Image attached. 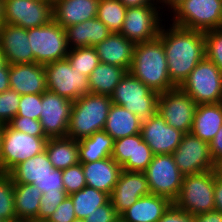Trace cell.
I'll return each instance as SVG.
<instances>
[{
    "instance_id": "6da1fadb",
    "label": "cell",
    "mask_w": 222,
    "mask_h": 222,
    "mask_svg": "<svg viewBox=\"0 0 222 222\" xmlns=\"http://www.w3.org/2000/svg\"><path fill=\"white\" fill-rule=\"evenodd\" d=\"M165 27V24L162 25L158 37L165 49L170 80L180 86L205 57L204 32L174 24L167 29Z\"/></svg>"
},
{
    "instance_id": "7a4b0ae2",
    "label": "cell",
    "mask_w": 222,
    "mask_h": 222,
    "mask_svg": "<svg viewBox=\"0 0 222 222\" xmlns=\"http://www.w3.org/2000/svg\"><path fill=\"white\" fill-rule=\"evenodd\" d=\"M129 72L158 94L177 87L168 74V62L162 40L137 43Z\"/></svg>"
},
{
    "instance_id": "3957f363",
    "label": "cell",
    "mask_w": 222,
    "mask_h": 222,
    "mask_svg": "<svg viewBox=\"0 0 222 222\" xmlns=\"http://www.w3.org/2000/svg\"><path fill=\"white\" fill-rule=\"evenodd\" d=\"M111 105L109 96L93 93L73 101L67 137L79 141L103 130Z\"/></svg>"
},
{
    "instance_id": "277c9868",
    "label": "cell",
    "mask_w": 222,
    "mask_h": 222,
    "mask_svg": "<svg viewBox=\"0 0 222 222\" xmlns=\"http://www.w3.org/2000/svg\"><path fill=\"white\" fill-rule=\"evenodd\" d=\"M159 94L152 91L129 71L121 78L110 96L112 104L122 106L138 116L141 121L157 113Z\"/></svg>"
},
{
    "instance_id": "5b68a950",
    "label": "cell",
    "mask_w": 222,
    "mask_h": 222,
    "mask_svg": "<svg viewBox=\"0 0 222 222\" xmlns=\"http://www.w3.org/2000/svg\"><path fill=\"white\" fill-rule=\"evenodd\" d=\"M8 175L14 184H32L43 194L65 191L62 170L53 167L45 150L15 166Z\"/></svg>"
},
{
    "instance_id": "8992f818",
    "label": "cell",
    "mask_w": 222,
    "mask_h": 222,
    "mask_svg": "<svg viewBox=\"0 0 222 222\" xmlns=\"http://www.w3.org/2000/svg\"><path fill=\"white\" fill-rule=\"evenodd\" d=\"M47 140L46 136H32L2 125L0 173L8 174L18 164L43 152Z\"/></svg>"
},
{
    "instance_id": "52a82bcc",
    "label": "cell",
    "mask_w": 222,
    "mask_h": 222,
    "mask_svg": "<svg viewBox=\"0 0 222 222\" xmlns=\"http://www.w3.org/2000/svg\"><path fill=\"white\" fill-rule=\"evenodd\" d=\"M172 24L206 32L222 28V0H184L172 11Z\"/></svg>"
},
{
    "instance_id": "ba28073f",
    "label": "cell",
    "mask_w": 222,
    "mask_h": 222,
    "mask_svg": "<svg viewBox=\"0 0 222 222\" xmlns=\"http://www.w3.org/2000/svg\"><path fill=\"white\" fill-rule=\"evenodd\" d=\"M214 182L212 170L185 175L180 193L173 203L193 216L215 210Z\"/></svg>"
},
{
    "instance_id": "9c48e42d",
    "label": "cell",
    "mask_w": 222,
    "mask_h": 222,
    "mask_svg": "<svg viewBox=\"0 0 222 222\" xmlns=\"http://www.w3.org/2000/svg\"><path fill=\"white\" fill-rule=\"evenodd\" d=\"M198 104L219 103L222 100V72L204 57L179 86Z\"/></svg>"
},
{
    "instance_id": "30bf717a",
    "label": "cell",
    "mask_w": 222,
    "mask_h": 222,
    "mask_svg": "<svg viewBox=\"0 0 222 222\" xmlns=\"http://www.w3.org/2000/svg\"><path fill=\"white\" fill-rule=\"evenodd\" d=\"M28 40L34 54V63L45 66L67 58L69 47L65 29L54 19L46 25L29 28Z\"/></svg>"
},
{
    "instance_id": "8fae6325",
    "label": "cell",
    "mask_w": 222,
    "mask_h": 222,
    "mask_svg": "<svg viewBox=\"0 0 222 222\" xmlns=\"http://www.w3.org/2000/svg\"><path fill=\"white\" fill-rule=\"evenodd\" d=\"M44 69L48 91L71 101L91 93L88 76L72 68L67 58L46 64Z\"/></svg>"
},
{
    "instance_id": "7c38bea8",
    "label": "cell",
    "mask_w": 222,
    "mask_h": 222,
    "mask_svg": "<svg viewBox=\"0 0 222 222\" xmlns=\"http://www.w3.org/2000/svg\"><path fill=\"white\" fill-rule=\"evenodd\" d=\"M151 194L177 199L184 175L179 171L172 154L154 155L144 171Z\"/></svg>"
},
{
    "instance_id": "4fadbf2b",
    "label": "cell",
    "mask_w": 222,
    "mask_h": 222,
    "mask_svg": "<svg viewBox=\"0 0 222 222\" xmlns=\"http://www.w3.org/2000/svg\"><path fill=\"white\" fill-rule=\"evenodd\" d=\"M197 104L179 86L159 94L157 113L171 127L191 133Z\"/></svg>"
},
{
    "instance_id": "5bb4252c",
    "label": "cell",
    "mask_w": 222,
    "mask_h": 222,
    "mask_svg": "<svg viewBox=\"0 0 222 222\" xmlns=\"http://www.w3.org/2000/svg\"><path fill=\"white\" fill-rule=\"evenodd\" d=\"M160 9L159 5L127 8L120 33L135 44L156 39L163 25Z\"/></svg>"
},
{
    "instance_id": "9a60e30c",
    "label": "cell",
    "mask_w": 222,
    "mask_h": 222,
    "mask_svg": "<svg viewBox=\"0 0 222 222\" xmlns=\"http://www.w3.org/2000/svg\"><path fill=\"white\" fill-rule=\"evenodd\" d=\"M4 24L25 29L40 27L53 20V1L3 0Z\"/></svg>"
},
{
    "instance_id": "2e32d148",
    "label": "cell",
    "mask_w": 222,
    "mask_h": 222,
    "mask_svg": "<svg viewBox=\"0 0 222 222\" xmlns=\"http://www.w3.org/2000/svg\"><path fill=\"white\" fill-rule=\"evenodd\" d=\"M179 171L185 175L210 171L213 159L209 143L204 142L192 133H185L177 149L172 153Z\"/></svg>"
},
{
    "instance_id": "e0dca14e",
    "label": "cell",
    "mask_w": 222,
    "mask_h": 222,
    "mask_svg": "<svg viewBox=\"0 0 222 222\" xmlns=\"http://www.w3.org/2000/svg\"><path fill=\"white\" fill-rule=\"evenodd\" d=\"M73 101L50 91L42 93L40 123L47 138L66 137Z\"/></svg>"
},
{
    "instance_id": "ac0fdd59",
    "label": "cell",
    "mask_w": 222,
    "mask_h": 222,
    "mask_svg": "<svg viewBox=\"0 0 222 222\" xmlns=\"http://www.w3.org/2000/svg\"><path fill=\"white\" fill-rule=\"evenodd\" d=\"M140 134L153 154L161 155L172 154L181 143L185 133L168 125L166 120L156 113L142 121Z\"/></svg>"
},
{
    "instance_id": "d6986e66",
    "label": "cell",
    "mask_w": 222,
    "mask_h": 222,
    "mask_svg": "<svg viewBox=\"0 0 222 222\" xmlns=\"http://www.w3.org/2000/svg\"><path fill=\"white\" fill-rule=\"evenodd\" d=\"M111 157L123 170L144 172L154 154L139 133L115 140Z\"/></svg>"
},
{
    "instance_id": "ffe728a7",
    "label": "cell",
    "mask_w": 222,
    "mask_h": 222,
    "mask_svg": "<svg viewBox=\"0 0 222 222\" xmlns=\"http://www.w3.org/2000/svg\"><path fill=\"white\" fill-rule=\"evenodd\" d=\"M149 194H151V192L144 172L126 171L122 169L109 199L113 208L120 216L140 197Z\"/></svg>"
},
{
    "instance_id": "44dd1931",
    "label": "cell",
    "mask_w": 222,
    "mask_h": 222,
    "mask_svg": "<svg viewBox=\"0 0 222 222\" xmlns=\"http://www.w3.org/2000/svg\"><path fill=\"white\" fill-rule=\"evenodd\" d=\"M0 48L8 64L34 63L28 29L3 23L0 26Z\"/></svg>"
},
{
    "instance_id": "7402d4cb",
    "label": "cell",
    "mask_w": 222,
    "mask_h": 222,
    "mask_svg": "<svg viewBox=\"0 0 222 222\" xmlns=\"http://www.w3.org/2000/svg\"><path fill=\"white\" fill-rule=\"evenodd\" d=\"M10 89L20 95L47 91L44 65L37 63L9 64Z\"/></svg>"
},
{
    "instance_id": "603a6c76",
    "label": "cell",
    "mask_w": 222,
    "mask_h": 222,
    "mask_svg": "<svg viewBox=\"0 0 222 222\" xmlns=\"http://www.w3.org/2000/svg\"><path fill=\"white\" fill-rule=\"evenodd\" d=\"M135 45L121 33H111L94 48L100 62L120 66L128 72L132 64Z\"/></svg>"
},
{
    "instance_id": "cb8c5ba5",
    "label": "cell",
    "mask_w": 222,
    "mask_h": 222,
    "mask_svg": "<svg viewBox=\"0 0 222 222\" xmlns=\"http://www.w3.org/2000/svg\"><path fill=\"white\" fill-rule=\"evenodd\" d=\"M99 0H53V19L64 29L97 17Z\"/></svg>"
},
{
    "instance_id": "d4e9b609",
    "label": "cell",
    "mask_w": 222,
    "mask_h": 222,
    "mask_svg": "<svg viewBox=\"0 0 222 222\" xmlns=\"http://www.w3.org/2000/svg\"><path fill=\"white\" fill-rule=\"evenodd\" d=\"M86 186L107 193L114 189L122 167L112 158L101 159L90 163H82Z\"/></svg>"
},
{
    "instance_id": "484cf974",
    "label": "cell",
    "mask_w": 222,
    "mask_h": 222,
    "mask_svg": "<svg viewBox=\"0 0 222 222\" xmlns=\"http://www.w3.org/2000/svg\"><path fill=\"white\" fill-rule=\"evenodd\" d=\"M69 49L94 47L111 32L97 17L65 28Z\"/></svg>"
},
{
    "instance_id": "4316f807",
    "label": "cell",
    "mask_w": 222,
    "mask_h": 222,
    "mask_svg": "<svg viewBox=\"0 0 222 222\" xmlns=\"http://www.w3.org/2000/svg\"><path fill=\"white\" fill-rule=\"evenodd\" d=\"M171 204L166 197L149 194L140 197L120 218L125 222H158Z\"/></svg>"
},
{
    "instance_id": "83f0119b",
    "label": "cell",
    "mask_w": 222,
    "mask_h": 222,
    "mask_svg": "<svg viewBox=\"0 0 222 222\" xmlns=\"http://www.w3.org/2000/svg\"><path fill=\"white\" fill-rule=\"evenodd\" d=\"M222 126V104H198L191 133L210 143Z\"/></svg>"
},
{
    "instance_id": "f1b7e54d",
    "label": "cell",
    "mask_w": 222,
    "mask_h": 222,
    "mask_svg": "<svg viewBox=\"0 0 222 222\" xmlns=\"http://www.w3.org/2000/svg\"><path fill=\"white\" fill-rule=\"evenodd\" d=\"M142 121L137 115L123 108L112 104L103 130L110 135L113 140L139 134Z\"/></svg>"
},
{
    "instance_id": "f546056e",
    "label": "cell",
    "mask_w": 222,
    "mask_h": 222,
    "mask_svg": "<svg viewBox=\"0 0 222 222\" xmlns=\"http://www.w3.org/2000/svg\"><path fill=\"white\" fill-rule=\"evenodd\" d=\"M43 193L32 184H14V204L19 222H38Z\"/></svg>"
},
{
    "instance_id": "4dcf8cb0",
    "label": "cell",
    "mask_w": 222,
    "mask_h": 222,
    "mask_svg": "<svg viewBox=\"0 0 222 222\" xmlns=\"http://www.w3.org/2000/svg\"><path fill=\"white\" fill-rule=\"evenodd\" d=\"M45 151L55 169L65 170L80 163L78 141L70 137L48 138Z\"/></svg>"
},
{
    "instance_id": "1f68e13d",
    "label": "cell",
    "mask_w": 222,
    "mask_h": 222,
    "mask_svg": "<svg viewBox=\"0 0 222 222\" xmlns=\"http://www.w3.org/2000/svg\"><path fill=\"white\" fill-rule=\"evenodd\" d=\"M114 140L104 130L78 141L80 163H90L111 157Z\"/></svg>"
},
{
    "instance_id": "d6a6232c",
    "label": "cell",
    "mask_w": 222,
    "mask_h": 222,
    "mask_svg": "<svg viewBox=\"0 0 222 222\" xmlns=\"http://www.w3.org/2000/svg\"><path fill=\"white\" fill-rule=\"evenodd\" d=\"M126 72L120 66L100 62L88 76L90 92L110 97Z\"/></svg>"
},
{
    "instance_id": "836d02e7",
    "label": "cell",
    "mask_w": 222,
    "mask_h": 222,
    "mask_svg": "<svg viewBox=\"0 0 222 222\" xmlns=\"http://www.w3.org/2000/svg\"><path fill=\"white\" fill-rule=\"evenodd\" d=\"M74 206L77 218L85 219L99 206H103L110 199L109 195L95 188L85 186L83 189L68 195Z\"/></svg>"
},
{
    "instance_id": "e575fe53",
    "label": "cell",
    "mask_w": 222,
    "mask_h": 222,
    "mask_svg": "<svg viewBox=\"0 0 222 222\" xmlns=\"http://www.w3.org/2000/svg\"><path fill=\"white\" fill-rule=\"evenodd\" d=\"M127 8L119 0H99L97 18L111 33H120Z\"/></svg>"
},
{
    "instance_id": "d590c367",
    "label": "cell",
    "mask_w": 222,
    "mask_h": 222,
    "mask_svg": "<svg viewBox=\"0 0 222 222\" xmlns=\"http://www.w3.org/2000/svg\"><path fill=\"white\" fill-rule=\"evenodd\" d=\"M0 220L19 222L15 213L14 182L6 173H0Z\"/></svg>"
},
{
    "instance_id": "8d00e7d4",
    "label": "cell",
    "mask_w": 222,
    "mask_h": 222,
    "mask_svg": "<svg viewBox=\"0 0 222 222\" xmlns=\"http://www.w3.org/2000/svg\"><path fill=\"white\" fill-rule=\"evenodd\" d=\"M67 59L72 68H76V70L86 76H89L100 63L94 47L69 49Z\"/></svg>"
},
{
    "instance_id": "74e56055",
    "label": "cell",
    "mask_w": 222,
    "mask_h": 222,
    "mask_svg": "<svg viewBox=\"0 0 222 222\" xmlns=\"http://www.w3.org/2000/svg\"><path fill=\"white\" fill-rule=\"evenodd\" d=\"M205 36V57L222 72V28L208 30Z\"/></svg>"
},
{
    "instance_id": "f35d334b",
    "label": "cell",
    "mask_w": 222,
    "mask_h": 222,
    "mask_svg": "<svg viewBox=\"0 0 222 222\" xmlns=\"http://www.w3.org/2000/svg\"><path fill=\"white\" fill-rule=\"evenodd\" d=\"M20 98L12 89L0 93V125H7L16 116Z\"/></svg>"
},
{
    "instance_id": "ab89813d",
    "label": "cell",
    "mask_w": 222,
    "mask_h": 222,
    "mask_svg": "<svg viewBox=\"0 0 222 222\" xmlns=\"http://www.w3.org/2000/svg\"><path fill=\"white\" fill-rule=\"evenodd\" d=\"M62 181L68 195L83 189L86 186V179L83 173L82 163L62 170Z\"/></svg>"
},
{
    "instance_id": "60d3db41",
    "label": "cell",
    "mask_w": 222,
    "mask_h": 222,
    "mask_svg": "<svg viewBox=\"0 0 222 222\" xmlns=\"http://www.w3.org/2000/svg\"><path fill=\"white\" fill-rule=\"evenodd\" d=\"M68 196L66 191L45 192L40 199L38 221H47L58 205Z\"/></svg>"
},
{
    "instance_id": "b9f144b4",
    "label": "cell",
    "mask_w": 222,
    "mask_h": 222,
    "mask_svg": "<svg viewBox=\"0 0 222 222\" xmlns=\"http://www.w3.org/2000/svg\"><path fill=\"white\" fill-rule=\"evenodd\" d=\"M42 106V94L21 95L16 116H25L40 120Z\"/></svg>"
},
{
    "instance_id": "7bdbcfd3",
    "label": "cell",
    "mask_w": 222,
    "mask_h": 222,
    "mask_svg": "<svg viewBox=\"0 0 222 222\" xmlns=\"http://www.w3.org/2000/svg\"><path fill=\"white\" fill-rule=\"evenodd\" d=\"M8 125L12 129L32 136H46L40 120L31 119L25 116H15Z\"/></svg>"
},
{
    "instance_id": "ee69618b",
    "label": "cell",
    "mask_w": 222,
    "mask_h": 222,
    "mask_svg": "<svg viewBox=\"0 0 222 222\" xmlns=\"http://www.w3.org/2000/svg\"><path fill=\"white\" fill-rule=\"evenodd\" d=\"M76 217L71 198L67 196L46 222H72Z\"/></svg>"
},
{
    "instance_id": "f6af8a7d",
    "label": "cell",
    "mask_w": 222,
    "mask_h": 222,
    "mask_svg": "<svg viewBox=\"0 0 222 222\" xmlns=\"http://www.w3.org/2000/svg\"><path fill=\"white\" fill-rule=\"evenodd\" d=\"M120 216L113 208L111 201L109 200L103 206L97 207V209L88 217L85 218L86 222H115Z\"/></svg>"
},
{
    "instance_id": "bcb514c9",
    "label": "cell",
    "mask_w": 222,
    "mask_h": 222,
    "mask_svg": "<svg viewBox=\"0 0 222 222\" xmlns=\"http://www.w3.org/2000/svg\"><path fill=\"white\" fill-rule=\"evenodd\" d=\"M158 222H195L194 216L178 208L174 203L163 214Z\"/></svg>"
},
{
    "instance_id": "7dc6e473",
    "label": "cell",
    "mask_w": 222,
    "mask_h": 222,
    "mask_svg": "<svg viewBox=\"0 0 222 222\" xmlns=\"http://www.w3.org/2000/svg\"><path fill=\"white\" fill-rule=\"evenodd\" d=\"M209 147L213 161L222 157V126L212 141L209 143Z\"/></svg>"
},
{
    "instance_id": "c3c4849f",
    "label": "cell",
    "mask_w": 222,
    "mask_h": 222,
    "mask_svg": "<svg viewBox=\"0 0 222 222\" xmlns=\"http://www.w3.org/2000/svg\"><path fill=\"white\" fill-rule=\"evenodd\" d=\"M195 222H222V213L213 210L194 215Z\"/></svg>"
},
{
    "instance_id": "681fc988",
    "label": "cell",
    "mask_w": 222,
    "mask_h": 222,
    "mask_svg": "<svg viewBox=\"0 0 222 222\" xmlns=\"http://www.w3.org/2000/svg\"><path fill=\"white\" fill-rule=\"evenodd\" d=\"M215 210L222 213V179L215 178L214 182Z\"/></svg>"
},
{
    "instance_id": "f907efd6",
    "label": "cell",
    "mask_w": 222,
    "mask_h": 222,
    "mask_svg": "<svg viewBox=\"0 0 222 222\" xmlns=\"http://www.w3.org/2000/svg\"><path fill=\"white\" fill-rule=\"evenodd\" d=\"M10 89L9 64L0 69V93Z\"/></svg>"
},
{
    "instance_id": "816d5d0a",
    "label": "cell",
    "mask_w": 222,
    "mask_h": 222,
    "mask_svg": "<svg viewBox=\"0 0 222 222\" xmlns=\"http://www.w3.org/2000/svg\"><path fill=\"white\" fill-rule=\"evenodd\" d=\"M126 8L157 5V0H119Z\"/></svg>"
},
{
    "instance_id": "f5cc1de1",
    "label": "cell",
    "mask_w": 222,
    "mask_h": 222,
    "mask_svg": "<svg viewBox=\"0 0 222 222\" xmlns=\"http://www.w3.org/2000/svg\"><path fill=\"white\" fill-rule=\"evenodd\" d=\"M212 171L215 178L222 179V157L213 161Z\"/></svg>"
},
{
    "instance_id": "db71d44e",
    "label": "cell",
    "mask_w": 222,
    "mask_h": 222,
    "mask_svg": "<svg viewBox=\"0 0 222 222\" xmlns=\"http://www.w3.org/2000/svg\"><path fill=\"white\" fill-rule=\"evenodd\" d=\"M183 1L184 0H157V4H161L162 9L165 8V6H168V10L170 9L171 10L170 13H171Z\"/></svg>"
},
{
    "instance_id": "11a10c76",
    "label": "cell",
    "mask_w": 222,
    "mask_h": 222,
    "mask_svg": "<svg viewBox=\"0 0 222 222\" xmlns=\"http://www.w3.org/2000/svg\"><path fill=\"white\" fill-rule=\"evenodd\" d=\"M7 64L5 55L2 53L0 48V69H2Z\"/></svg>"
},
{
    "instance_id": "9f6ffc18",
    "label": "cell",
    "mask_w": 222,
    "mask_h": 222,
    "mask_svg": "<svg viewBox=\"0 0 222 222\" xmlns=\"http://www.w3.org/2000/svg\"><path fill=\"white\" fill-rule=\"evenodd\" d=\"M3 0H0V26L4 23Z\"/></svg>"
},
{
    "instance_id": "6f0895ef",
    "label": "cell",
    "mask_w": 222,
    "mask_h": 222,
    "mask_svg": "<svg viewBox=\"0 0 222 222\" xmlns=\"http://www.w3.org/2000/svg\"><path fill=\"white\" fill-rule=\"evenodd\" d=\"M2 125H0V154H1Z\"/></svg>"
},
{
    "instance_id": "680465c9",
    "label": "cell",
    "mask_w": 222,
    "mask_h": 222,
    "mask_svg": "<svg viewBox=\"0 0 222 222\" xmlns=\"http://www.w3.org/2000/svg\"><path fill=\"white\" fill-rule=\"evenodd\" d=\"M72 222H86L85 219L75 218Z\"/></svg>"
},
{
    "instance_id": "91938a15",
    "label": "cell",
    "mask_w": 222,
    "mask_h": 222,
    "mask_svg": "<svg viewBox=\"0 0 222 222\" xmlns=\"http://www.w3.org/2000/svg\"><path fill=\"white\" fill-rule=\"evenodd\" d=\"M115 222H125L120 217Z\"/></svg>"
},
{
    "instance_id": "94428289",
    "label": "cell",
    "mask_w": 222,
    "mask_h": 222,
    "mask_svg": "<svg viewBox=\"0 0 222 222\" xmlns=\"http://www.w3.org/2000/svg\"><path fill=\"white\" fill-rule=\"evenodd\" d=\"M36 1H53V0H36Z\"/></svg>"
}]
</instances>
